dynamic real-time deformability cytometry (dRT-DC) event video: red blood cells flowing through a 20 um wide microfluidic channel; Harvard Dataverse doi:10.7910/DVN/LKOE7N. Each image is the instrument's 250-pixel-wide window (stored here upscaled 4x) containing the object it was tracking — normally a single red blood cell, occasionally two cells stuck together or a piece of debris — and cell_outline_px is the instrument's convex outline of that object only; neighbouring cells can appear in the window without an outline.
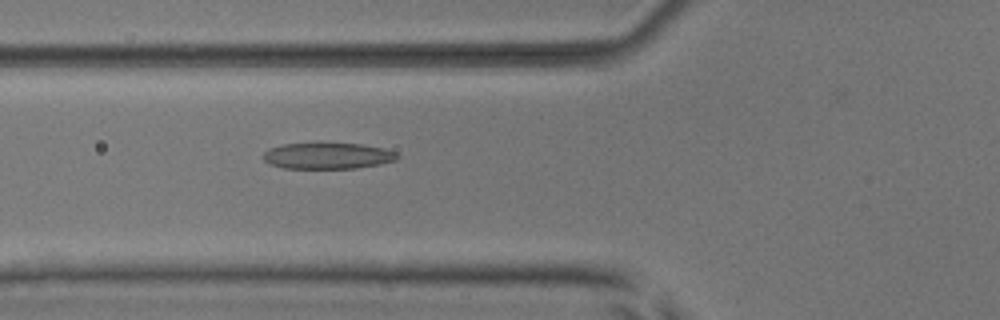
{"species": "common noctule bat (a hibernating species)", "species_latin": "Nyctalus noctula", "temperature_condition": "room temperature", "stored_images_in_passage": 40, "camera_frame_rate_fps": 3000, "um_per_image_px": 0.085, "animal": {"sex": "male", "body_mass_g": 17.9, "forearm_length_mm": 54.2}, "frame": {"image": 1, "passage_image": 7, "time_ms": 2.0, "image_size_px": [1000, 320], "cell_outline_px": [[400, 156], [396, 160], [380, 164], [356, 168], [284, 168], [268, 164], [260, 156], [268, 148], [284, 144], [360, 144], [384, 148], [396, 152]], "centroid_in_image_um": [27.82, 13.25], "position_along_channel_um": 98.0, "area_um2": 20.4}}
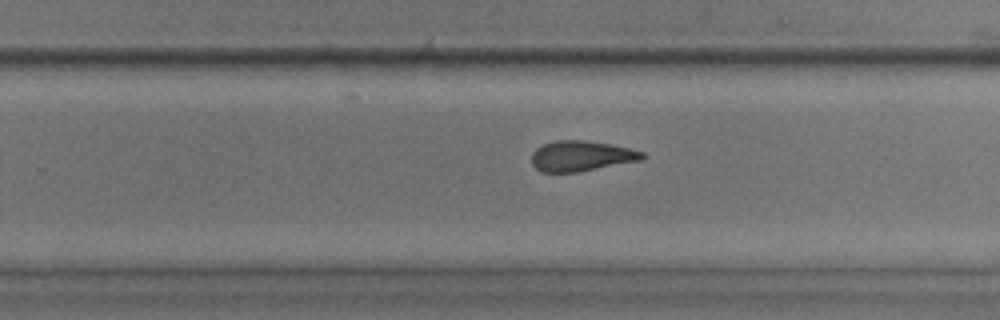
{"frame": {"image": 2, "passage_image": 21, "time_ms": 6.667, "image_size_px": [1000, 320], "cell_outline_px": [[644, 160], [576, 172], [540, 172], [532, 164], [532, 152], [536, 148], [544, 144], [556, 140], [584, 140], [608, 144], [628, 148], [644, 152]], "centroid_in_image_um": [49.4, 13.26], "position_along_channel_um": 280.4, "area_um2": 19.54}}
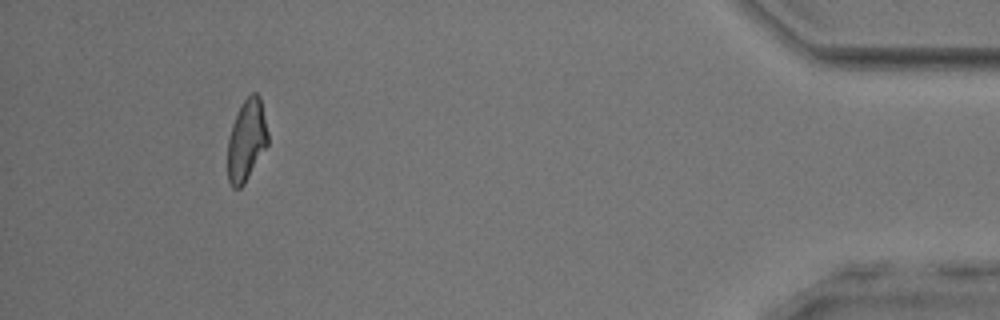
{"frame": {"image": 3, "passage_image": 36, "time_ms": 11.667, "image_size_px": [1000, 320], "cell_outline_px": [[268, 144], [244, 184], [240, 188], [232, 188], [228, 180], [228, 140], [232, 124], [244, 100], [252, 92], [256, 92], [260, 96], [268, 132]], "centroid_in_image_um": [20.96, 11.93], "position_along_channel_um": 414.2, "area_um2": 18.96}, "authors_computed_cell_mechanics": {"area_um2": 20.2011, "velocity_mm_per_s": 3.9174, "shape_relaxation_time_tau1_ms": 7.3577, "shape_relaxation_time_tau2_ms": 2.0577, "deformation_change_tau1": 0.2244, "deformation_change_tau2": 0.1092}}